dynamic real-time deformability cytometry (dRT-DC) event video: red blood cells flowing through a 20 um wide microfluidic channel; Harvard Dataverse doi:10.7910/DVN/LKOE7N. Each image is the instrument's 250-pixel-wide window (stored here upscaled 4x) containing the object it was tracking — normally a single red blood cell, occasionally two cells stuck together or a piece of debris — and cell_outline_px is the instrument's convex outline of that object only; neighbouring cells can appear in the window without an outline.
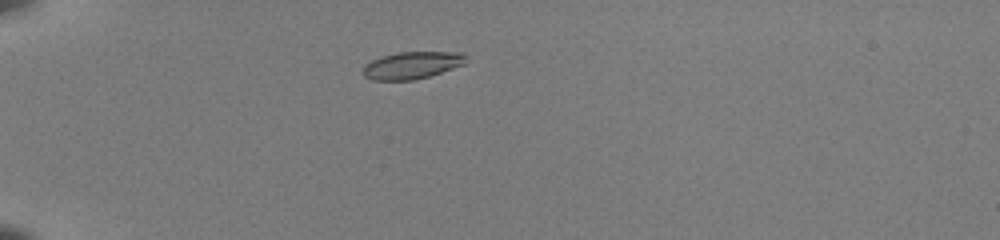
{"species": "common noctule bat (a hibernating species)", "species_latin": "Nyctalus noctula", "temperature_condition": "room temperature", "stored_images_in_passage": 37, "camera_frame_rate_fps": 3000, "um_per_image_px": 0.085, "animal": {"sex": "female", "body_mass_g": 22.0, "forearm_length_mm": 56.7}, "frame": {"image": 1, "passage_image": 1, "time_ms": 0.0, "image_size_px": [1000, 240], "cell_outline_px": [[468, 56], [464, 64], [416, 80], [372, 80], [364, 76], [360, 72], [364, 64], [380, 56], [396, 52], [464, 52]], "centroid_in_image_um": [34.97, 5.54], "position_along_channel_um": 50.0, "area_um2": 16.53}}
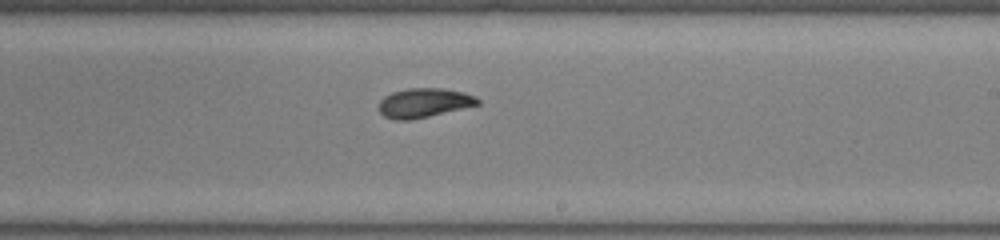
{"frame": {"image": 2, "passage_image": 19, "time_ms": 6.0, "image_size_px": [1000, 240], "cell_outline_px": [[480, 104], [428, 116], [408, 120], [396, 120], [384, 116], [380, 112], [380, 100], [384, 96], [392, 92], [408, 88], [440, 88], [464, 92], [476, 96], [480, 100]], "centroid_in_image_um": [36.04, 8.73], "position_along_channel_um": 253.0, "area_um2": 16.7}}
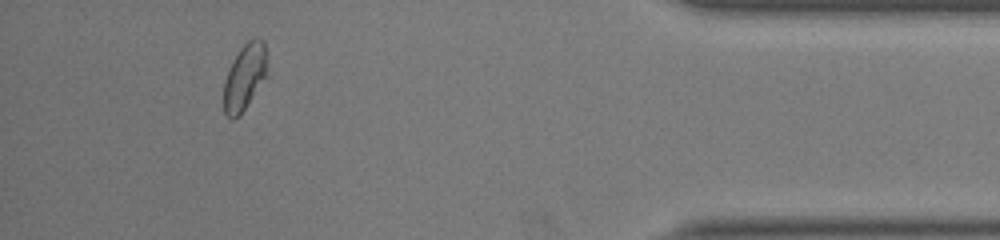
{"frame": {"image": 3, "passage_image": 34, "time_ms": 11.0, "image_size_px": [1000, 240], "cell_outline_px": [[268, 76], [240, 116], [232, 120], [224, 112], [224, 80], [232, 60], [240, 48], [248, 40], [256, 36], [264, 40]], "centroid_in_image_um": [20.81, 6.54], "position_along_channel_um": 414.4, "area_um2": 17.17}, "authors_computed_cell_mechanics": {"area_um2": 16.9932, "velocity_mm_per_s": 3.9771, "shape_relaxation_time_tau1_ms": 3.8157, "shape_relaxation_time_tau2_ms": 2.0844, "deformation_change_tau1": 0.1456, "deformation_change_tau2": 0.0553}}